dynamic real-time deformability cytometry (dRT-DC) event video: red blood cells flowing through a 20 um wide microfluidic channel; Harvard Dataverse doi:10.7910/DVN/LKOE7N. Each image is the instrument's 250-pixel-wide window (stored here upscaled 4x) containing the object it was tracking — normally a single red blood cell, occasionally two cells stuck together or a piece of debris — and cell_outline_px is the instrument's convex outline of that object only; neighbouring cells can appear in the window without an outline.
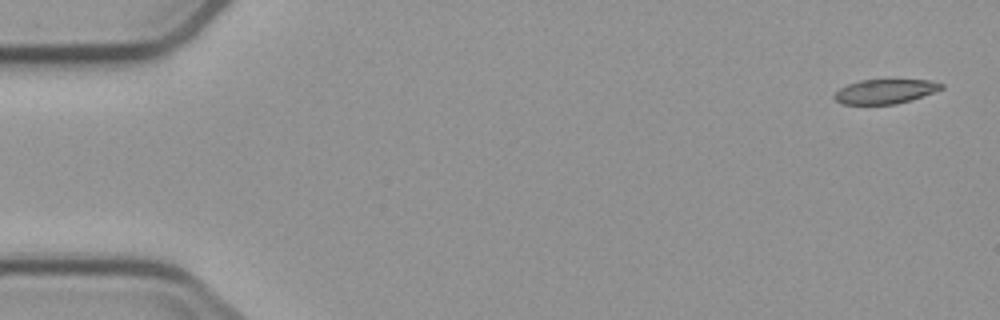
{"species": "common noctule bat (a hibernating species)", "species_latin": "Nyctalus noctula", "temperature_condition": "cold", "stored_images_in_passage": 5, "segment_of_instrument_passage": [1, 2], "camera_frame_rate_fps": 3000, "um_per_image_px": 0.085, "animal": {"sex": "male", "body_mass_g": 23.1, "forearm_length_mm": 52.7}, "frame": {"image": 1, "passage_image": 1, "time_ms": 0.0, "image_size_px": [1000, 320], "cell_outline_px": [[944, 88], [912, 100], [896, 104], [840, 104], [832, 96], [840, 88], [848, 84], [860, 80], [928, 80], [944, 84]], "centroid_in_image_um": [75.23, 7.78], "position_along_channel_um": 9.8, "area_um2": 15.2}}